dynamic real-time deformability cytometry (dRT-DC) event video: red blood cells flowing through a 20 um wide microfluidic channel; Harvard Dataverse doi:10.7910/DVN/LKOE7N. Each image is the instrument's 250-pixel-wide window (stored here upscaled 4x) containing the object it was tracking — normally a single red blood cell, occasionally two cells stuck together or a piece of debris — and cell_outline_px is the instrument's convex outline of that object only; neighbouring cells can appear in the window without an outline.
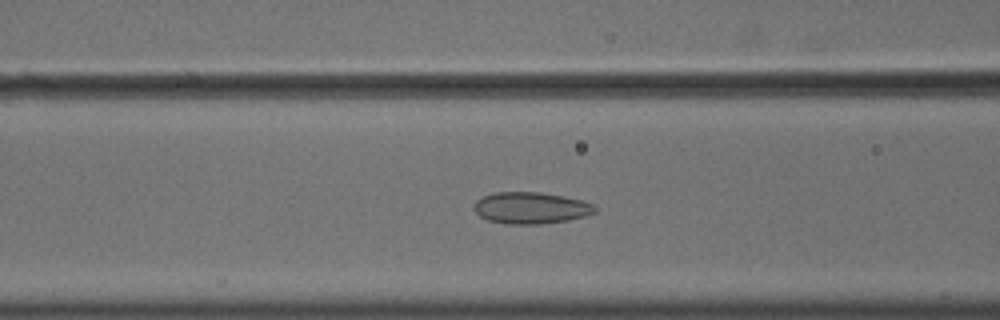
{"species": "common noctule bat (a hibernating species)", "species_latin": "Nyctalus noctula", "temperature_condition": "cold", "stored_images_in_passage": 47, "camera_frame_rate_fps": 3000, "um_per_image_px": 0.085, "animal": {"sex": "male", "body_mass_g": 18.8}, "frame": {"image": 1, "passage_image": 14, "time_ms": 4.333, "image_size_px": [1000, 320], "cell_outline_px": [[596, 212], [588, 216], [568, 220], [540, 224], [508, 224], [488, 220], [480, 216], [472, 208], [476, 200], [492, 192], [540, 192], [564, 196], [580, 200], [592, 204], [596, 208]], "centroid_in_image_um": [45.11, 17.67], "position_along_channel_um": 121.5, "area_um2": 22.37}}
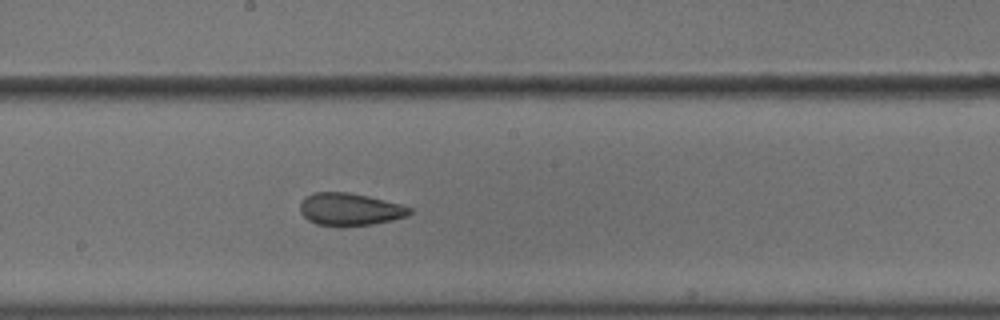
{"frame": {"image": 2, "passage_image": 22, "time_ms": 7.0, "image_size_px": [1000, 320], "cell_outline_px": [[412, 212], [408, 216], [392, 220], [372, 224], [316, 224], [308, 220], [300, 212], [300, 204], [304, 196], [312, 192], [348, 192], [368, 196], [400, 204], [412, 208]], "centroid_in_image_um": [29.73, 17.75], "position_along_channel_um": 218.5, "area_um2": 20.35}}
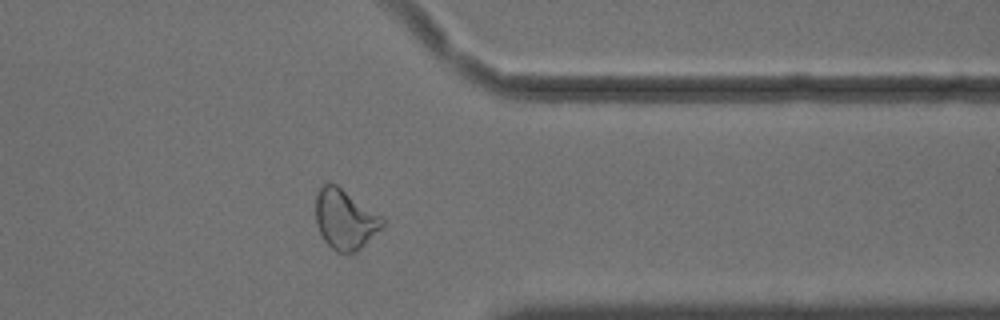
{"frame": {"image": 3, "passage_image": 36, "time_ms": 11.667, "image_size_px": [1000, 320], "cell_outline_px": [[384, 224], [356, 252], [336, 252], [324, 240], [316, 224], [316, 192], [328, 180], [336, 184], [380, 216], [384, 220]], "centroid_in_image_um": [29.27, 18.62], "position_along_channel_um": 382.1, "area_um2": 22.77}, "authors_computed_cell_mechanics": {"area_um2": 23.1778, "velocity_mm_per_s": 3.6241, "shape_relaxation_time_tau1_ms": null, "shape_relaxation_time_tau2_ms": 1.6138, "deformation_change_tau1": null, "deformation_change_tau2": 0.0666}}